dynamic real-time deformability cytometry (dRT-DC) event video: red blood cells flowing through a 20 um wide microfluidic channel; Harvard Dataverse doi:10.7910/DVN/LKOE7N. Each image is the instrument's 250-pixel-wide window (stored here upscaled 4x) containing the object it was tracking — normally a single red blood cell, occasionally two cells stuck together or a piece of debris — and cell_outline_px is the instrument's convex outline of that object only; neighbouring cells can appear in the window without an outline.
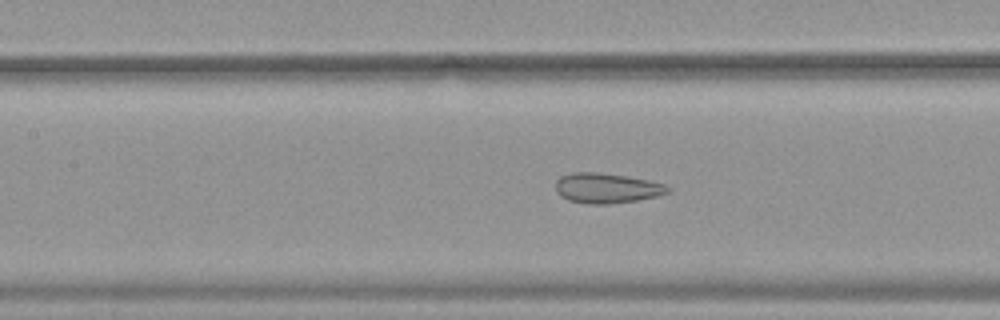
{"species": "common noctule bat (a hibernating species)", "species_latin": "Nyctalus noctula", "temperature_condition": "warm", "stored_images_in_passage": 54, "camera_frame_rate_fps": 3000, "um_per_image_px": 0.085, "animal": {"sex": "female", "body_mass_g": 19.9}, "frame": {"image": 1, "passage_image": 25, "time_ms": 8.0, "image_size_px": [1000, 320], "cell_outline_px": [[672, 188], [668, 192], [656, 196], [636, 200], [608, 204], [584, 204], [568, 200], [560, 196], [556, 192], [556, 180], [560, 176], [572, 172], [600, 172], [628, 176], [648, 180], [664, 184]], "centroid_in_image_um": [51.53, 15.98], "position_along_channel_um": 155.9, "area_um2": 19.83}}
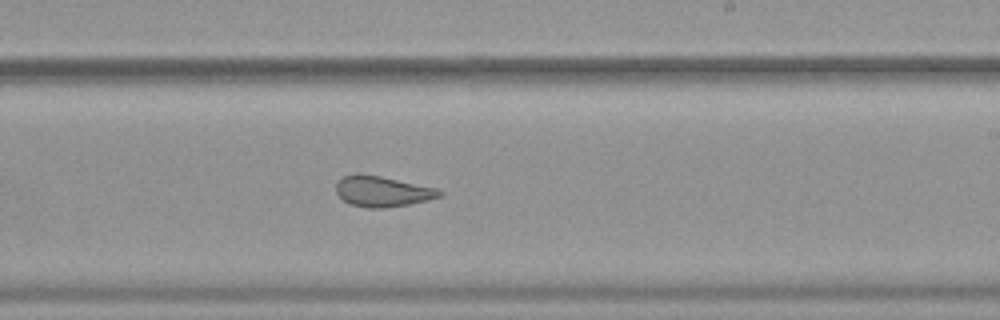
{"frame": {"image": 2, "passage_image": 33, "time_ms": 10.667, "image_size_px": [1000, 320], "cell_outline_px": [[444, 196], [428, 200], [408, 204], [384, 208], [368, 208], [348, 204], [336, 192], [336, 184], [344, 176], [356, 172], [380, 176], [436, 188], [444, 192]], "centroid_in_image_um": [32.51, 16.27], "position_along_channel_um": 256.5, "area_um2": 18.5}}
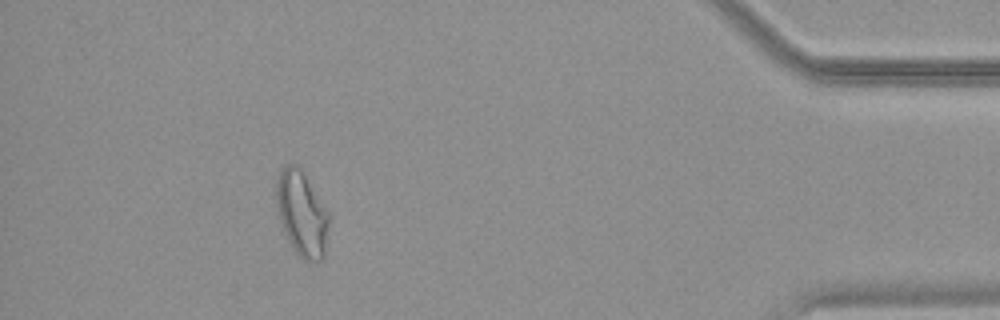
{"frame": {"image": 3, "passage_image": 49, "time_ms": 16.0, "image_size_px": [1000, 320], "cell_outline_px": [[328, 228], [324, 256], [320, 260], [304, 260], [292, 248], [288, 240], [280, 220], [276, 204], [276, 176], [280, 168], [284, 164], [296, 164], [300, 168], [328, 212]], "centroid_in_image_um": [25.62, 18.12], "position_along_channel_um": 409.6, "area_um2": 25.78}, "authors_computed_cell_mechanics": {"area_um2": 24.8829, "velocity_mm_per_s": 3.8014, "shape_relaxation_time_tau1_ms": null, "shape_relaxation_time_tau2_ms": 1.4986, "deformation_change_tau1": null, "deformation_change_tau2": 0.0922}}